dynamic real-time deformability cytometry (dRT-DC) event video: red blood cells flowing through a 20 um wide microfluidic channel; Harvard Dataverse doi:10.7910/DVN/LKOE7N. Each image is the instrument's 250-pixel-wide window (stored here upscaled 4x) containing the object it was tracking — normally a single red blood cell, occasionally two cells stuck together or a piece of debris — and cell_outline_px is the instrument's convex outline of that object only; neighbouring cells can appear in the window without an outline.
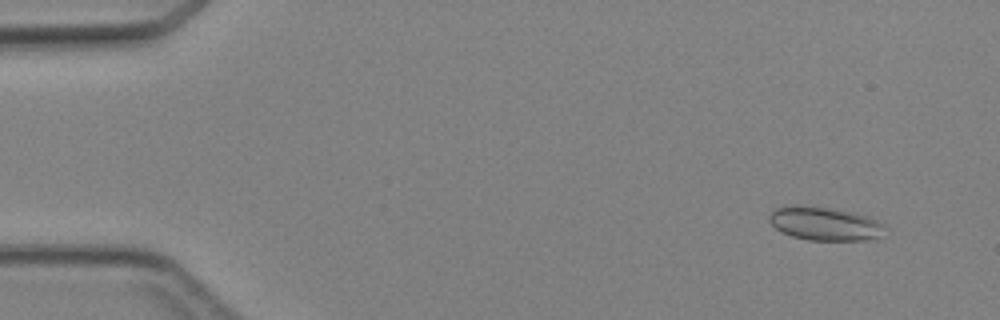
{"species": "Egyptian fruit bat (a non-hibernating species)", "species_latin": "Rousettus aegyptiacus", "temperature_condition": "cold", "stored_images_in_passage": 4, "camera_frame_rate_fps": 3000, "um_per_image_px": 0.085, "animal": {"sex": "female"}, "frame": {"image": 1, "passage_image": 2, "time_ms": 1.0, "image_size_px": [1000, 320], "cell_outline_px": [[888, 228], [880, 236], [868, 240], [808, 240], [792, 236], [776, 228], [768, 220], [768, 216], [776, 208], [796, 204], [828, 208], [852, 212], [868, 216], [884, 224]], "centroid_in_image_um": [70.13, 19.01], "position_along_channel_um": 14.9, "area_um2": 22.6}}
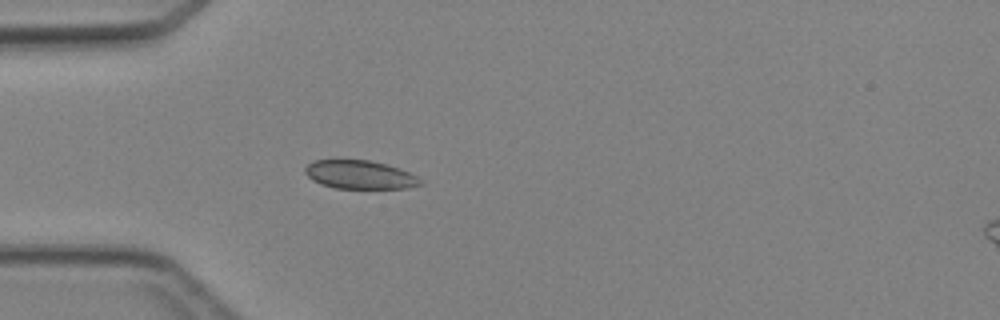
{"frame": {"image": 2, "passage_image": 4, "time_ms": 4.333, "image_size_px": [1000, 320], "cell_outline_px": [[424, 184], [408, 188], [336, 188], [320, 184], [312, 180], [304, 172], [304, 168], [312, 160], [368, 160], [388, 164], [400, 168], [416, 176]], "centroid_in_image_um": [30.57, 14.84], "position_along_channel_um": 54.4, "area_um2": 19.19}}